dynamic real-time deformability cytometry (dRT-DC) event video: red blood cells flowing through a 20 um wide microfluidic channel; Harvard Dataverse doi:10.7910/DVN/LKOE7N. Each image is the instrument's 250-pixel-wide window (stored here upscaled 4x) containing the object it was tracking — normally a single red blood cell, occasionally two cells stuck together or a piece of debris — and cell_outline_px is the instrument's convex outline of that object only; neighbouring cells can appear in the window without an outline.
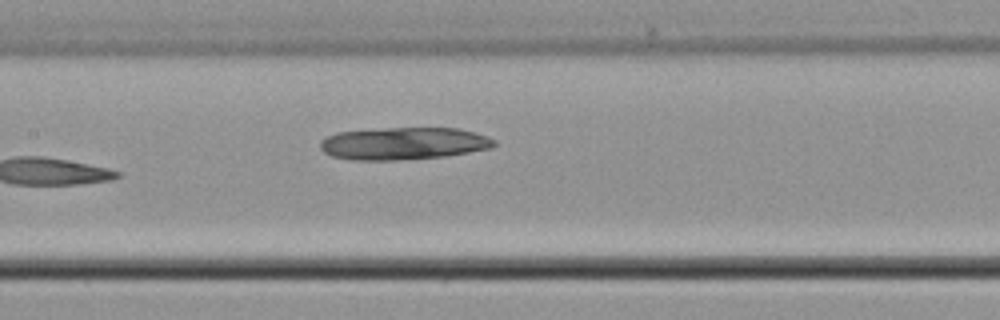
{"species": "common noctule bat (a hibernating species)", "species_latin": "Nyctalus noctula", "temperature_condition": "cold", "stored_images_in_passage": 7, "camera_frame_rate_fps": 3000, "um_per_image_px": 0.085, "animal": {"sex": "male", "body_mass_g": 21.5, "forearm_length_mm": 52.0}, "frame": {"image": 1, "passage_image": 7, "time_ms": 8.333, "image_size_px": [1000, 320], "cell_outline_px": [[496, 144], [492, 148], [444, 156], [396, 160], [352, 160], [332, 156], [324, 152], [320, 148], [320, 140], [336, 132], [384, 128], [460, 128], [488, 136], [496, 140]], "centroid_in_image_um": [34.3, 12.19], "position_along_channel_um": 173.1, "area_um2": 32.89}}